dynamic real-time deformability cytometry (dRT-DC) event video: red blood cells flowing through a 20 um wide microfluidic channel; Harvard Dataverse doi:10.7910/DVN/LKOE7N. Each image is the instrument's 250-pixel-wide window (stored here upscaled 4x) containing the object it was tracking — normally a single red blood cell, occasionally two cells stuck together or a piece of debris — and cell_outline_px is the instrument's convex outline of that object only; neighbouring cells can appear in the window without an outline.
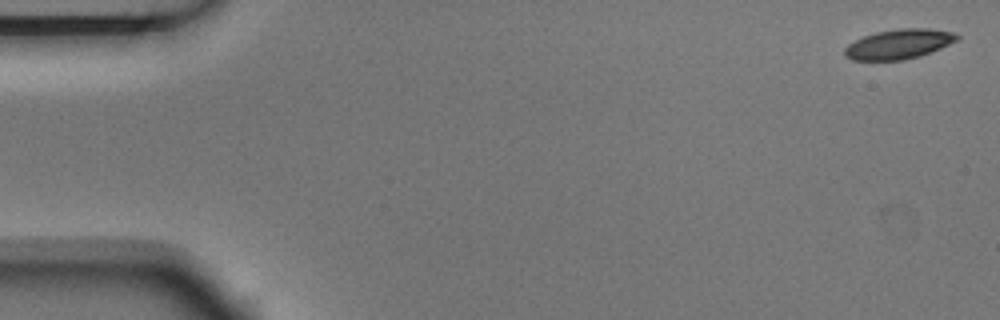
{"species": "Egyptian fruit bat (a non-hibernating species)", "species_latin": "Rousettus aegyptiacus", "temperature_condition": "room temperature", "stored_images_in_passage": 5, "camera_frame_rate_fps": 3000, "um_per_image_px": 0.085, "animal": {"sex": "male"}, "frame": {"image": 1, "passage_image": 1, "time_ms": 0.0, "image_size_px": [1000, 320], "cell_outline_px": [[960, 36], [956, 40], [940, 48], [920, 56], [904, 60], [852, 60], [844, 56], [844, 48], [848, 44], [864, 36], [876, 32], [900, 28], [928, 28], [952, 32]], "centroid_in_image_um": [76.37, 3.75], "position_along_channel_um": 8.6, "area_um2": 19.36}}
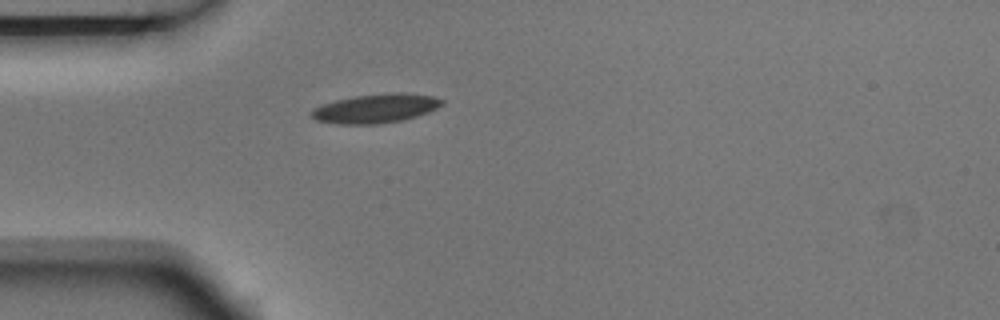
{"frame": {"image": 2, "passage_image": 5, "time_ms": 1.333, "image_size_px": [1000, 320], "cell_outline_px": [[444, 104], [428, 112], [416, 116], [400, 120], [376, 124], [340, 124], [316, 120], [308, 112], [312, 108], [320, 104], [352, 96], [392, 92], [400, 92], [432, 96], [444, 100]], "centroid_in_image_um": [31.89, 9.2], "position_along_channel_um": 53.1, "area_um2": 22.14}}